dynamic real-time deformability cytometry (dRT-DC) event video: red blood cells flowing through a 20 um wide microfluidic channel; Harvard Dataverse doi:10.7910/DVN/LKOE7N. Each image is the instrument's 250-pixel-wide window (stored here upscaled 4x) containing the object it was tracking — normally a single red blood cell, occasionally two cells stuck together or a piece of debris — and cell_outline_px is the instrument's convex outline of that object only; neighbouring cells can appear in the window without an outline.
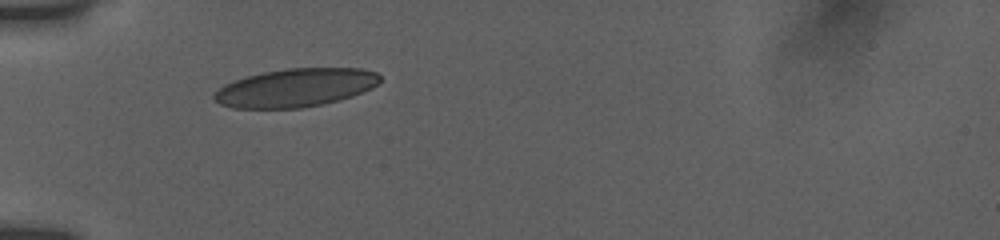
{"species": "human", "species_latin": "Homo sapiens", "temperature_condition": "room temperature", "stored_images_in_passage": 30, "camera_frame_rate_fps": 3000, "um_per_image_px": 0.085, "donor": {"sex": "female"}, "frame": {"image": 1, "passage_image": 1, "time_ms": 0.0, "image_size_px": [1000, 240], "cell_outline_px": [[380, 80], [372, 88], [352, 96], [340, 100], [300, 108], [232, 108], [220, 104], [212, 100], [212, 96], [224, 84], [248, 76], [264, 72], [284, 68], [360, 68], [376, 72], [380, 76]], "centroid_in_image_um": [25.11, 7.46], "position_along_channel_um": 59.9, "area_um2": 36.93}}
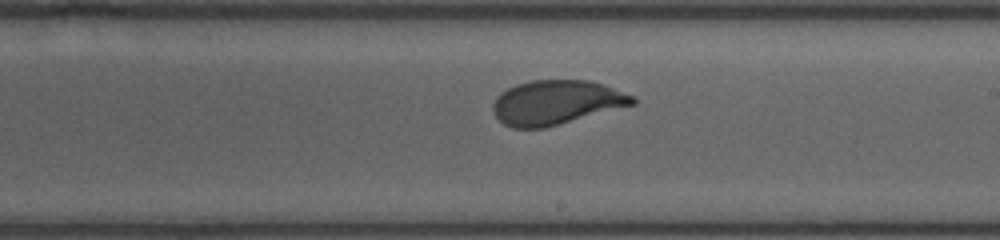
{"frame": {"image": 2, "passage_image": 16, "time_ms": 5.0, "image_size_px": [1000, 240], "cell_outline_px": [[636, 104], [544, 128], [512, 128], [504, 124], [496, 116], [492, 108], [492, 104], [496, 96], [508, 88], [516, 84], [532, 80], [592, 80], [604, 84], [636, 96]], "centroid_in_image_um": [47.31, 8.7], "position_along_channel_um": 241.7, "area_um2": 36.24}}
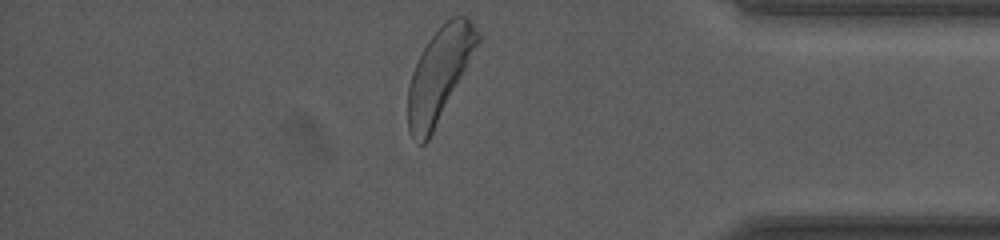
{"frame": {"image": 3, "passage_image": 30, "time_ms": 9.667, "image_size_px": [1000, 240], "cell_outline_px": [[484, 36], [428, 140], [424, 144], [420, 144], [412, 136], [408, 128], [408, 84], [412, 72], [428, 40], [452, 16], [468, 16], [472, 20]], "centroid_in_image_um": [37.39, 6.27], "position_along_channel_um": 397.8, "area_um2": 37.4}, "authors_computed_cell_mechanics": {"area_um2": 36.5874, "velocity_mm_per_s": 3.8152, "shape_relaxation_time_tau1_ms": 3.3246, "shape_relaxation_time_tau2_ms": null, "deformation_change_tau1": 0.1384, "deformation_change_tau2": null}}